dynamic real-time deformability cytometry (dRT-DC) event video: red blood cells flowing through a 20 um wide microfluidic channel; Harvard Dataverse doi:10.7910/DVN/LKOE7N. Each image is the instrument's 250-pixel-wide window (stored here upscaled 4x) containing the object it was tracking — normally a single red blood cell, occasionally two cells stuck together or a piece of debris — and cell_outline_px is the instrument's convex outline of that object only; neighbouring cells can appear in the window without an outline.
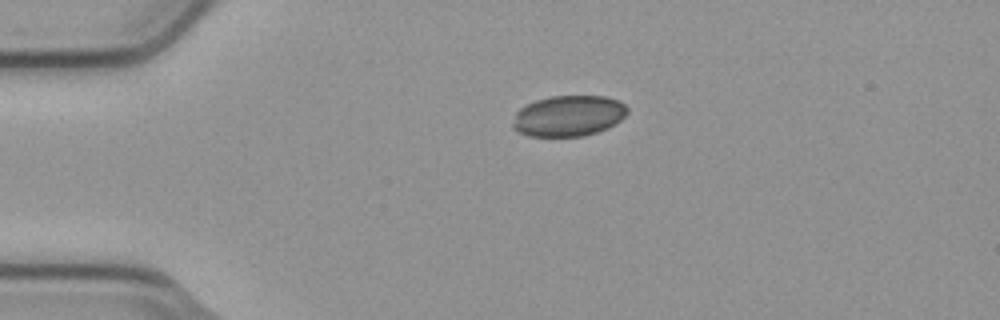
{"species": "common noctule bat (a hibernating species)", "species_latin": "Nyctalus noctula", "temperature_condition": "cold", "stored_images_in_passage": 2, "camera_frame_rate_fps": 3000, "um_per_image_px": 0.085, "animal": {"sex": "male", "body_mass_g": 23.1, "forearm_length_mm": 52.7}, "frame": {"image": 1, "passage_image": 1, "time_ms": 0.0, "image_size_px": [1000, 320], "cell_outline_px": [[628, 112], [616, 124], [608, 128], [584, 136], [528, 136], [512, 128], [512, 124], [516, 112], [520, 108], [536, 100], [552, 96], [604, 96], [620, 100], [628, 108]], "centroid_in_image_um": [48.34, 9.85], "position_along_channel_um": 36.7, "area_um2": 27.34}}